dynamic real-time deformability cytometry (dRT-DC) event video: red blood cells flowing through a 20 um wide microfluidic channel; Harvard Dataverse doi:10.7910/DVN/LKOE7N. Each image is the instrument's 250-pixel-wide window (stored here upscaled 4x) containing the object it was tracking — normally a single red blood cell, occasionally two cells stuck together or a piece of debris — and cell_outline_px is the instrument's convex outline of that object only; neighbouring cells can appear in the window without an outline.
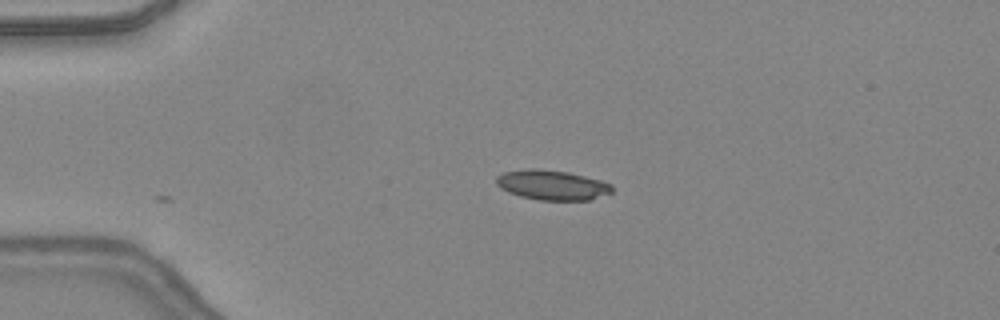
{"species": "common noctule bat (a hibernating species)", "species_latin": "Nyctalus noctula", "temperature_condition": "warm", "stored_images_in_passage": 28, "camera_frame_rate_fps": 3000, "um_per_image_px": 0.085, "animal": {"sex": "female", "body_mass_g": 24.6, "forearm_length_mm": 56.2}, "frame": {"image": 1, "passage_image": 1, "time_ms": 0.0, "image_size_px": [1000, 320], "cell_outline_px": [[612, 192], [588, 200], [540, 200], [520, 196], [508, 192], [500, 188], [496, 184], [496, 176], [504, 172], [528, 168], [536, 168], [568, 172], [600, 180], [612, 184]], "centroid_in_image_um": [46.9, 15.72], "position_along_channel_um": 38.1, "area_um2": 20.11}}
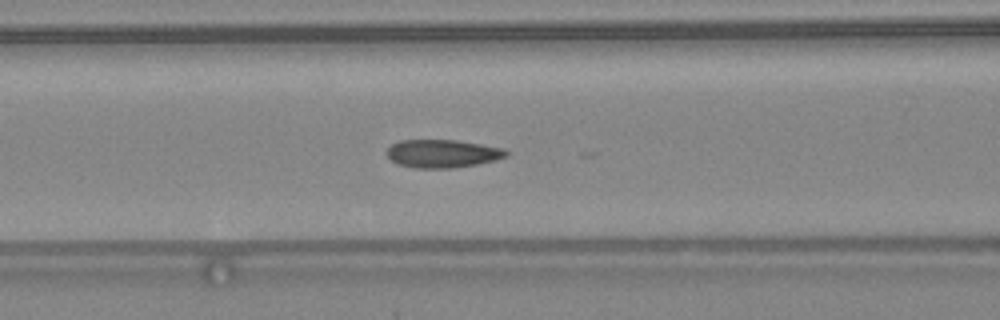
{"frame": {"image": 2, "passage_image": 10, "time_ms": 3.0, "image_size_px": [1000, 320], "cell_outline_px": [[508, 156], [496, 160], [476, 164], [452, 168], [416, 168], [396, 164], [388, 156], [388, 148], [392, 144], [400, 140], [456, 140], [504, 148], [508, 152]], "centroid_in_image_um": [37.62, 13.05], "position_along_channel_um": 129.0, "area_um2": 19.48}}
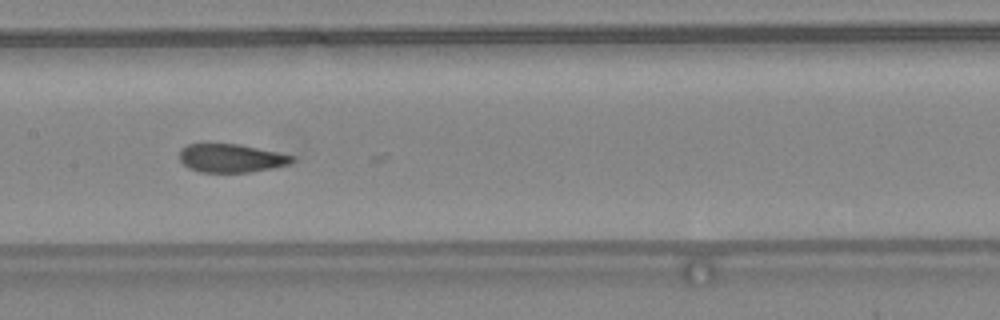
{"frame": {"image": 3, "passage_image": 14, "time_ms": 4.333, "image_size_px": [1000, 320], "cell_outline_px": [[296, 160], [288, 164], [272, 168], [248, 172], [200, 172], [188, 168], [180, 160], [180, 148], [188, 144], [240, 144], [296, 156]], "centroid_in_image_um": [19.66, 13.44], "position_along_channel_um": 187.7, "area_um2": 18.67}}